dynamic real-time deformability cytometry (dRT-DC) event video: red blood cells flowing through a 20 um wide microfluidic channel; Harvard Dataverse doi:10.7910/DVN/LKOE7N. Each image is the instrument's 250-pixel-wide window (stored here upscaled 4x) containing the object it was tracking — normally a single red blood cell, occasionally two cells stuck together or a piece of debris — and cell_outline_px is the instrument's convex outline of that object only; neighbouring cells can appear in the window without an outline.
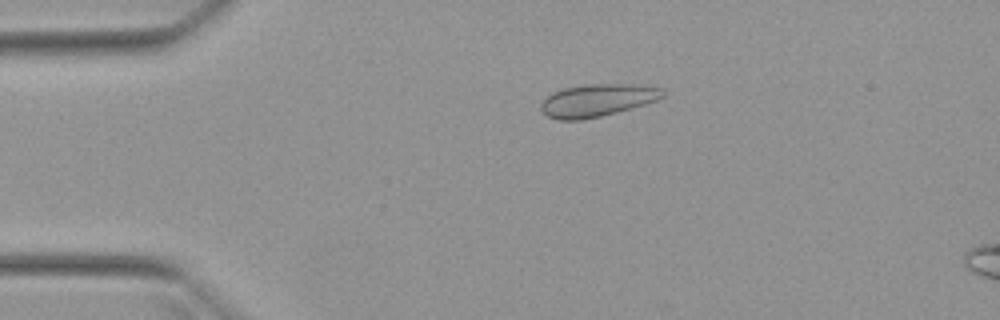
{"species": "Egyptian fruit bat (a non-hibernating species)", "species_latin": "Rousettus aegyptiacus", "temperature_condition": "warm", "stored_images_in_passage": 51, "camera_frame_rate_fps": 3000, "um_per_image_px": 0.085, "animal": {"sex": "female"}, "frame": {"image": 1, "passage_image": 11, "time_ms": 3.333, "image_size_px": [1000, 320], "cell_outline_px": [[664, 96], [656, 100], [644, 104], [616, 112], [600, 116], [580, 120], [560, 120], [548, 116], [540, 108], [540, 104], [552, 92], [564, 88], [584, 84], [640, 84], [664, 88]], "centroid_in_image_um": [50.78, 8.51], "position_along_channel_um": 34.2, "area_um2": 23.0}}
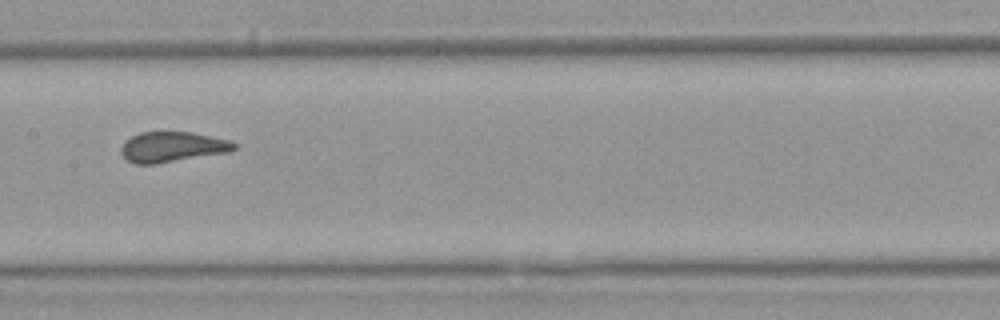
{"frame": {"image": 2, "passage_image": 26, "time_ms": 8.333, "image_size_px": [1000, 320], "cell_outline_px": [[236, 148], [228, 152], [156, 164], [132, 164], [120, 152], [120, 148], [124, 140], [140, 132], [192, 132], [232, 140], [236, 144]], "centroid_in_image_um": [14.63, 12.48], "position_along_channel_um": 192.8, "area_um2": 20.11}}
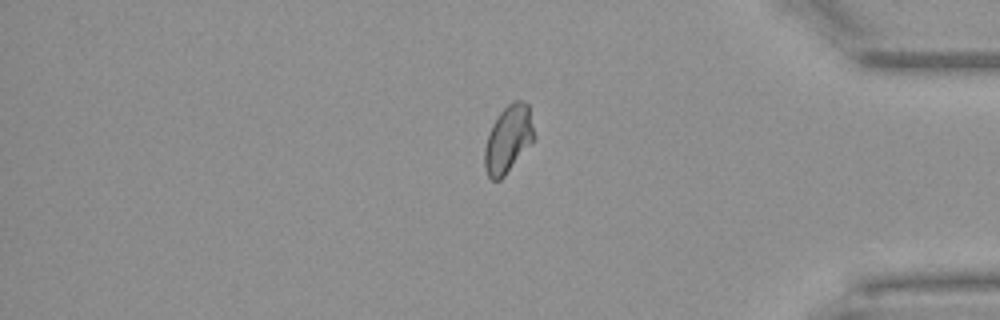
{"frame": {"image": 3, "passage_image": 43, "time_ms": 14.0, "image_size_px": [1000, 320], "cell_outline_px": [[536, 136], [504, 176], [500, 180], [492, 180], [488, 176], [484, 168], [484, 148], [492, 124], [500, 112], [512, 100], [524, 100], [528, 104]], "centroid_in_image_um": [43.19, 11.8], "position_along_channel_um": 392.0, "area_um2": 19.31}, "authors_computed_cell_mechanics": {"area_um2": 20.4612, "velocity_mm_per_s": 3.986, "shape_relaxation_time_tau1_ms": 8.7874, "shape_relaxation_time_tau2_ms": null, "deformation_change_tau1": 0.1359, "deformation_change_tau2": null}}